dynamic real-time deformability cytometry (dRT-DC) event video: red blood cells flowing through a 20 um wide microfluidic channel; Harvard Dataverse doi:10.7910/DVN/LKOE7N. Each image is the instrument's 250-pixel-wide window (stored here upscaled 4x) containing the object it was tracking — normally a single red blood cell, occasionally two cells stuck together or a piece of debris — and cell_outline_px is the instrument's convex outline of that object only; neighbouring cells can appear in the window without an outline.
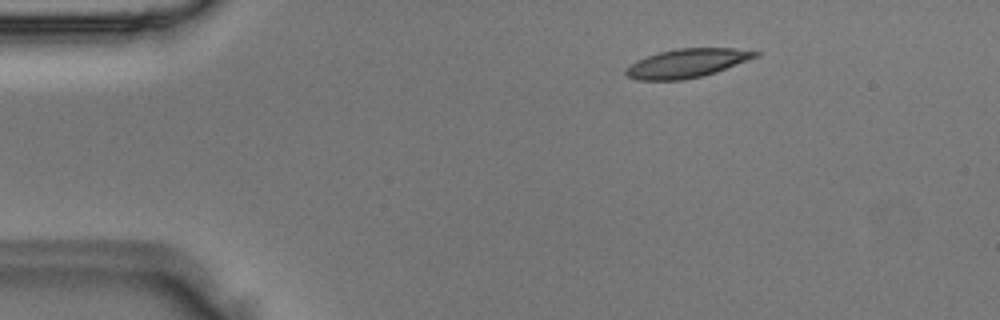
{"species": "Egyptian fruit bat (a non-hibernating species)", "species_latin": "Rousettus aegyptiacus", "temperature_condition": "room temperature", "stored_images_in_passage": 6, "camera_frame_rate_fps": 3000, "um_per_image_px": 0.085, "animal": {"sex": "male"}, "frame": {"image": 1, "passage_image": 1, "time_ms": 0.0, "image_size_px": [1000, 320], "cell_outline_px": [[760, 56], [716, 72], [684, 80], [636, 80], [628, 76], [624, 72], [624, 68], [636, 60], [660, 52], [676, 48], [736, 48], [760, 52]], "centroid_in_image_um": [58.39, 5.37], "position_along_channel_um": 26.6, "area_um2": 21.79}}
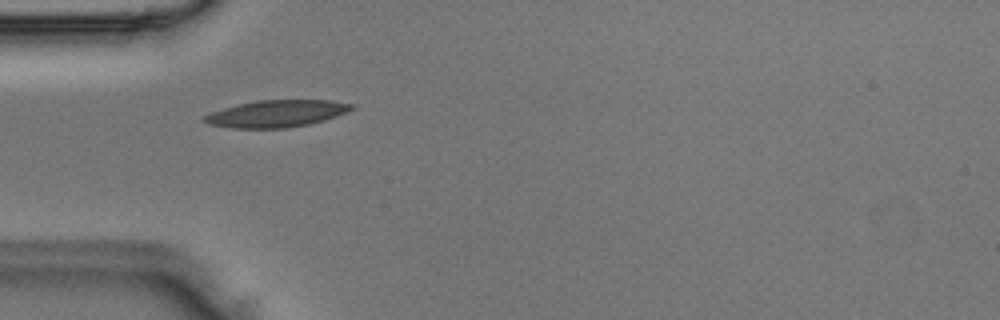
{"frame": {"image": 2, "passage_image": 3, "time_ms": 0.667, "image_size_px": [1000, 320], "cell_outline_px": [[356, 108], [348, 112], [324, 120], [308, 124], [284, 128], [232, 128], [208, 124], [200, 120], [208, 112], [256, 100], [332, 100], [356, 104]], "centroid_in_image_um": [23.52, 9.65], "position_along_channel_um": 61.5, "area_um2": 23.35}}
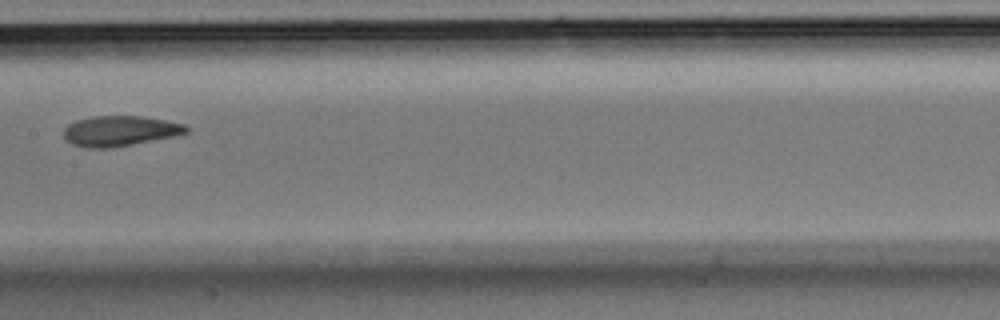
{"frame": {"image": 3, "passage_image": 6, "time_ms": 1.667, "image_size_px": [1000, 320], "cell_outline_px": [[188, 132], [172, 136], [112, 148], [88, 148], [72, 144], [64, 140], [64, 128], [68, 124], [76, 120], [92, 116], [140, 116], [164, 120], [184, 124], [188, 128]], "centroid_in_image_um": [10.13, 11.13], "position_along_channel_um": 197.3, "area_um2": 21.5}}